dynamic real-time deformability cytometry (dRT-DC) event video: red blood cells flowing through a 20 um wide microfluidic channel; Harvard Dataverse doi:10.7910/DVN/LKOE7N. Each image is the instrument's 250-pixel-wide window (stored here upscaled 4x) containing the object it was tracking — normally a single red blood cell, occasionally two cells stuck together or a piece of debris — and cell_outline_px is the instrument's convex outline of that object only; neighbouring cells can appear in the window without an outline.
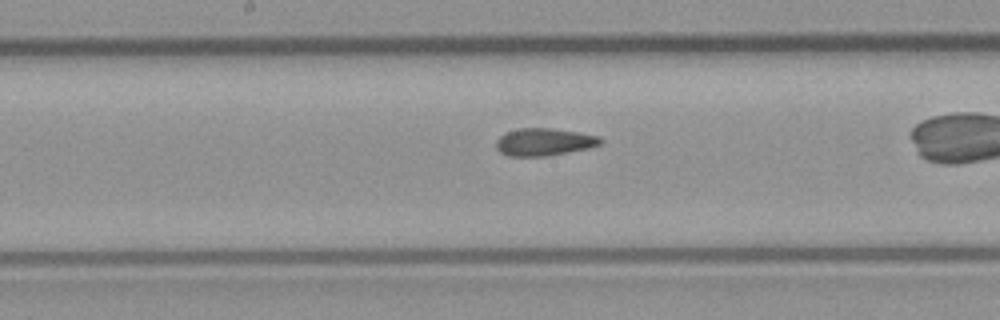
{"species": "common noctule bat (a hibernating species)", "species_latin": "Nyctalus noctula", "temperature_condition": "room temperature", "stored_images_in_passage": 26, "camera_frame_rate_fps": 3000, "um_per_image_px": 0.085, "animal": {"sex": "male", "body_mass_g": 23.1, "forearm_length_mm": 52.7}, "frame": {"image": 1, "passage_image": 12, "time_ms": 3.667, "image_size_px": [1000, 320], "cell_outline_px": [[604, 140], [600, 144], [588, 148], [548, 156], [508, 156], [500, 152], [496, 148], [496, 140], [500, 136], [508, 132], [520, 128], [552, 128], [600, 136]], "centroid_in_image_um": [46.25, 12.07], "position_along_channel_um": 202.0, "area_um2": 16.65}}
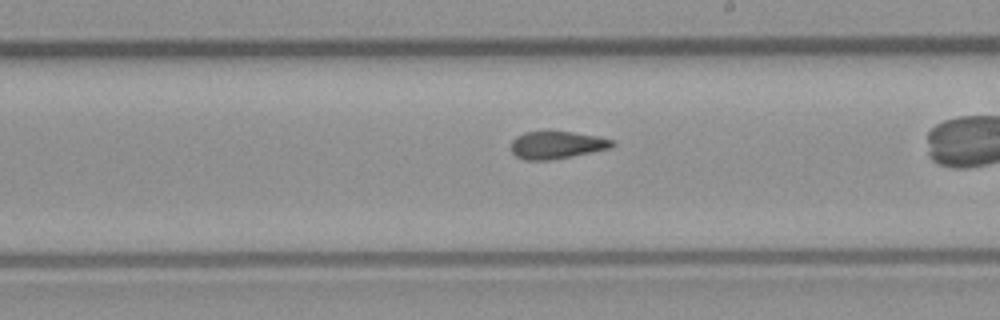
{"frame": {"image": 2, "passage_image": 15, "time_ms": 4.667, "image_size_px": [1000, 320], "cell_outline_px": [[616, 144], [612, 148], [572, 156], [548, 160], [524, 160], [516, 156], [512, 152], [512, 140], [516, 136], [524, 132], [572, 132], [596, 136], [612, 140]], "centroid_in_image_um": [47.33, 12.33], "position_along_channel_um": 241.7, "area_um2": 16.07}}